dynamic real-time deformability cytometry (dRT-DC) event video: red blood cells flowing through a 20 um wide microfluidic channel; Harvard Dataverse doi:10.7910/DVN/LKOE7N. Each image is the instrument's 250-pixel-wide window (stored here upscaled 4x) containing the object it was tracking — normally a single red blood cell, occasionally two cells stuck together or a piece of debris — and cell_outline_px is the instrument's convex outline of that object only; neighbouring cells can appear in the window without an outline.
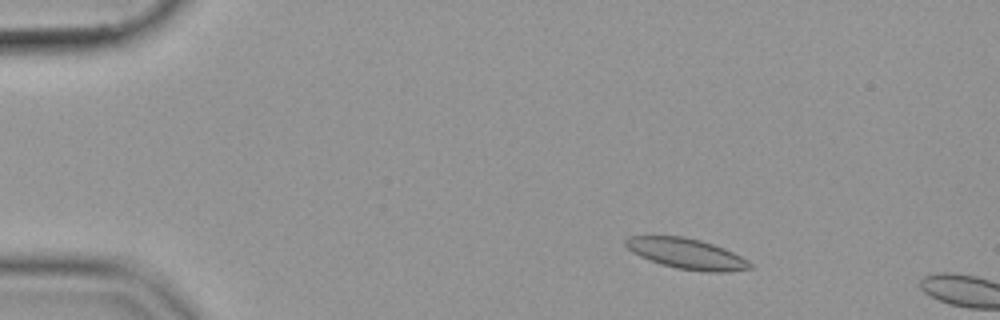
{"species": "common noctule bat (a hibernating species)", "species_latin": "Nyctalus noctula", "temperature_condition": "cold", "stored_images_in_passage": 11, "camera_frame_rate_fps": 3000, "um_per_image_px": 0.085, "animal": {"sex": "female", "body_mass_g": 19.9}, "frame": {"image": 1, "passage_image": 8, "time_ms": 2.333, "image_size_px": [1000, 320], "cell_outline_px": [[756, 268], [728, 272], [704, 272], [676, 268], [660, 264], [648, 260], [632, 252], [624, 244], [624, 240], [628, 236], [684, 236], [700, 240], [724, 248], [748, 260]], "centroid_in_image_um": [58.37, 21.57], "position_along_channel_um": 26.6, "area_um2": 22.31}}